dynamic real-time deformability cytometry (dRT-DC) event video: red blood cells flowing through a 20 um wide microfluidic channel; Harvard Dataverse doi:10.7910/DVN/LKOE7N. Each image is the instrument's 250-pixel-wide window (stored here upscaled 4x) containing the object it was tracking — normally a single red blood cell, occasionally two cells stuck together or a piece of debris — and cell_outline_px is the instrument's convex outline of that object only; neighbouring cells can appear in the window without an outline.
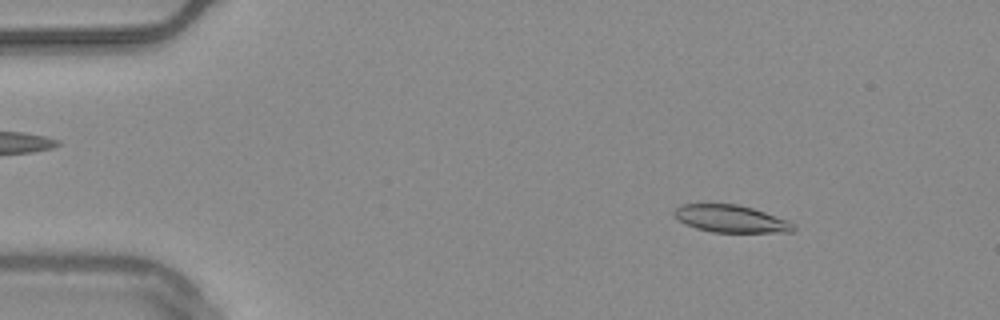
{"species": "common noctule bat (a hibernating species)", "species_latin": "Nyctalus noctula", "temperature_condition": "warm", "stored_images_in_passage": 52, "camera_frame_rate_fps": 3000, "um_per_image_px": 0.085, "animal": {"sex": "male", "body_mass_g": 20.4}, "frame": {"image": 1, "passage_image": 5, "time_ms": 1.333, "image_size_px": [1000, 320], "cell_outline_px": [[796, 228], [792, 232], [712, 232], [696, 228], [680, 220], [672, 212], [680, 204], [736, 204], [752, 208], [788, 220], [796, 224]], "centroid_in_image_um": [62.16, 18.6], "position_along_channel_um": 22.8, "area_um2": 18.84}}
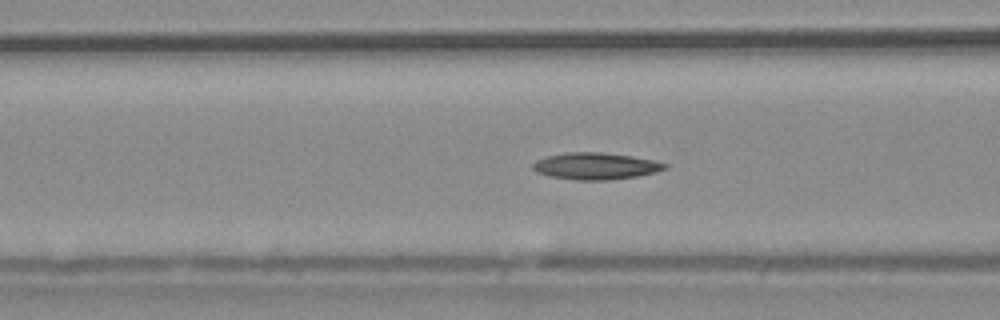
{"frame": {"image": 2, "passage_image": 19, "time_ms": 6.0, "image_size_px": [1000, 320], "cell_outline_px": [[668, 168], [656, 172], [636, 176], [608, 180], [576, 180], [548, 176], [536, 172], [532, 168], [532, 164], [536, 160], [548, 156], [568, 152], [604, 152], [632, 156], [652, 160], [668, 164]], "centroid_in_image_um": [50.62, 14.11], "position_along_channel_um": 116.0, "area_um2": 20.63}}
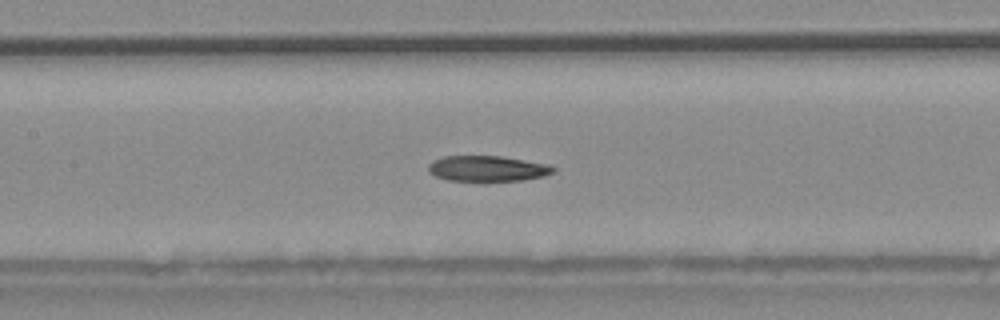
{"frame": {"image": 3, "passage_image": 23, "time_ms": 7.333, "image_size_px": [1000, 320], "cell_outline_px": [[556, 172], [544, 176], [524, 180], [484, 184], [480, 184], [448, 180], [436, 176], [428, 172], [428, 164], [432, 160], [444, 156], [500, 156], [548, 164], [556, 168]], "centroid_in_image_um": [41.42, 14.38], "position_along_channel_um": 166.0, "area_um2": 19.71}, "authors_computed_cell_mechanics": {"area_um2": 19.5653, "velocity_mm_per_s": 3.7386, "shape_relaxation_time_tau1_ms": 10.0495, "shape_relaxation_time_tau2_ms": 6.698, "deformation_change_tau1": 0.224, "deformation_change_tau2": 0.1576}}